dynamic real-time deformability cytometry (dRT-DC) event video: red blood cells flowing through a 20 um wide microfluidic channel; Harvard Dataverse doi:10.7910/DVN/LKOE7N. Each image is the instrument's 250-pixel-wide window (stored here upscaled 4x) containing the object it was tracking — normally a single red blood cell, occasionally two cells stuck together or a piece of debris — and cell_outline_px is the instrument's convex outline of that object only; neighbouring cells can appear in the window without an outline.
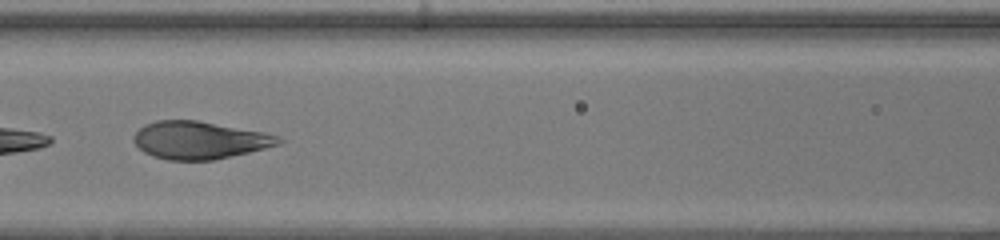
{"species": "human", "species_latin": "Homo sapiens", "temperature_condition": "warm", "stored_images_in_passage": 37, "camera_frame_rate_fps": 3000, "um_per_image_px": 0.085, "donor": {"sex": "female"}, "frame": {"image": 1, "passage_image": 11, "time_ms": 3.333, "image_size_px": [1000, 240], "cell_outline_px": [[284, 140], [280, 144], [248, 152], [212, 160], [168, 160], [152, 156], [144, 152], [132, 140], [132, 136], [144, 124], [156, 120], [196, 120], [264, 132], [280, 136]], "centroid_in_image_um": [16.93, 11.91], "position_along_channel_um": 149.7, "area_um2": 31.67}}
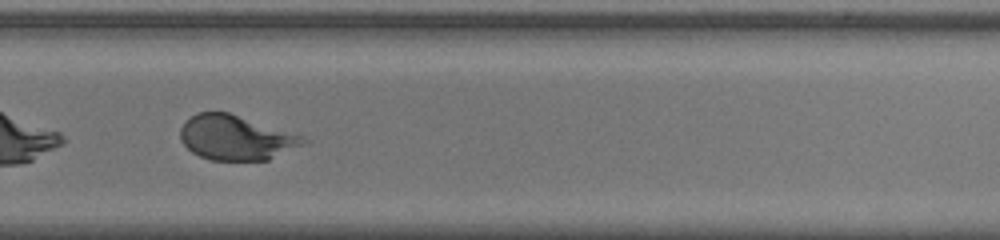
{"frame": {"image": 2, "passage_image": 22, "time_ms": 7.0, "image_size_px": [1000, 240], "cell_outline_px": [[312, 140], [304, 144], [268, 160], [212, 160], [200, 156], [192, 152], [180, 140], [180, 128], [184, 120], [200, 112], [228, 112], [304, 136]], "centroid_in_image_um": [20.06, 11.7], "position_along_channel_um": 309.7, "area_um2": 32.02}, "authors_computed_cell_mechanics": {"area_um2": 32.0212, "velocity_mm_per_s": 4.3756, "shape_relaxation_time_tau1_ms": 6.6797, "shape_relaxation_time_tau2_ms": null, "deformation_change_tau1": 0.3086, "deformation_change_tau2": null}}